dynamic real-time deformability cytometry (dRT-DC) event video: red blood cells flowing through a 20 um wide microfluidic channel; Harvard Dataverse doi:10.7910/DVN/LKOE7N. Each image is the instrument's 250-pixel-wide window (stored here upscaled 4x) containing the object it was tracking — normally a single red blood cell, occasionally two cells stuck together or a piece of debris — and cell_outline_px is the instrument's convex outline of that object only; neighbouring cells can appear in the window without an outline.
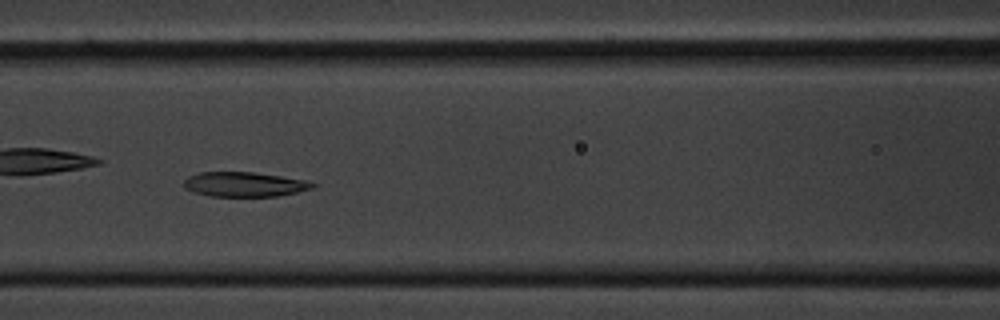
{"species": "common noctule bat (a hibernating species)", "species_latin": "Nyctalus noctula", "temperature_condition": "cold", "stored_images_in_passage": 45, "camera_frame_rate_fps": 3000, "um_per_image_px": 0.085, "animal": {"sex": "male", "body_mass_g": 20.1, "forearm_length_mm": 53.5}, "frame": {"image": 1, "passage_image": 13, "time_ms": 4.0, "image_size_px": [1000, 320], "cell_outline_px": [[316, 184], [312, 188], [296, 192], [276, 196], [208, 196], [184, 188], [184, 180], [188, 176], [200, 172], [252, 172], [308, 180]], "centroid_in_image_um": [20.76, 15.66], "position_along_channel_um": 145.8, "area_um2": 18.38}}
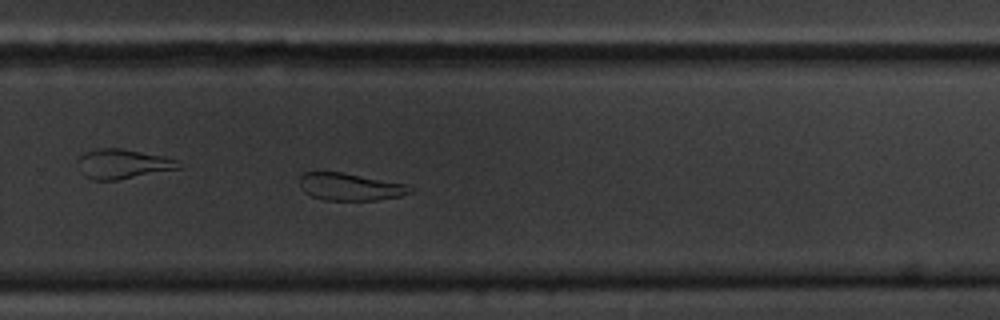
{"frame": {"image": 2, "passage_image": 26, "time_ms": 8.333, "image_size_px": [1000, 320], "cell_outline_px": [[416, 188], [412, 192], [400, 196], [376, 200], [324, 200], [312, 196], [304, 192], [300, 188], [300, 176], [304, 172], [344, 172], [408, 184]], "centroid_in_image_um": [29.8, 15.87], "position_along_channel_um": 300.0, "area_um2": 17.86}}
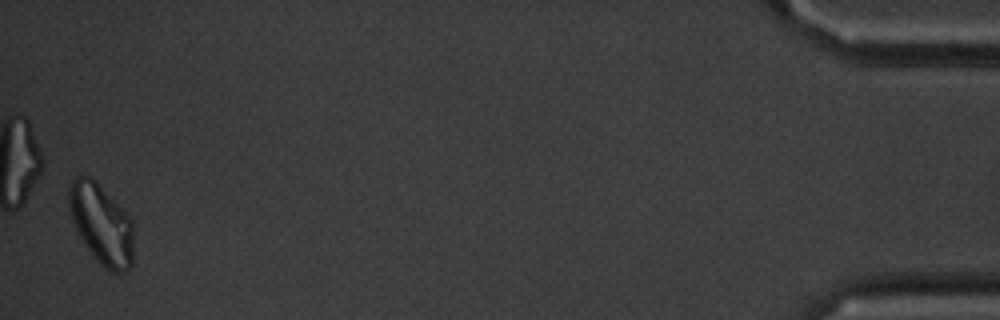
{"frame": {"image": 3, "passage_image": 44, "time_ms": 14.333, "image_size_px": [1000, 320], "cell_outline_px": [[132, 264], [128, 272], [112, 272], [104, 268], [92, 256], [80, 240], [76, 232], [68, 208], [68, 184], [72, 176], [88, 176], [96, 180], [132, 220]], "centroid_in_image_um": [8.56, 19.04], "position_along_channel_um": 426.6, "area_um2": 30.69}}